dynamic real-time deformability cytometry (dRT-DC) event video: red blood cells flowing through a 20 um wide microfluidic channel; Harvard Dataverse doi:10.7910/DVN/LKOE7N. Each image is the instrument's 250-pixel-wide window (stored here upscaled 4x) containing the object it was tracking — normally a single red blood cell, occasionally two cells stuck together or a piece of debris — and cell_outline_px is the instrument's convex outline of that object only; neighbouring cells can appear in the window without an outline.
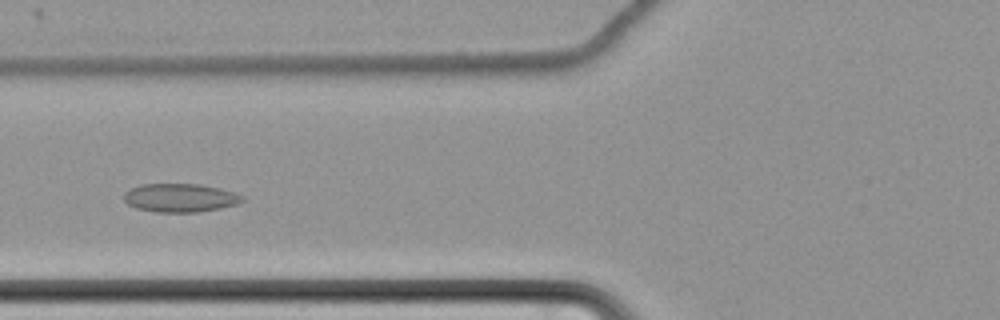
{"species": "common noctule bat (a hibernating species)", "species_latin": "Nyctalus noctula", "temperature_condition": "cold", "stored_images_in_passage": 60, "camera_frame_rate_fps": 3000, "um_per_image_px": 0.085, "animal": {"sex": "female", "body_mass_g": 22.7, "forearm_length_mm": 54.2}, "frame": {"image": 1, "passage_image": 24, "time_ms": 7.667, "image_size_px": [1000, 320], "cell_outline_px": [[244, 200], [236, 204], [220, 208], [196, 212], [156, 212], [136, 208], [128, 204], [124, 200], [124, 192], [140, 184], [200, 184], [220, 188], [244, 196]], "centroid_in_image_um": [15.3, 16.81], "position_along_channel_um": 110.5, "area_um2": 19.59}}
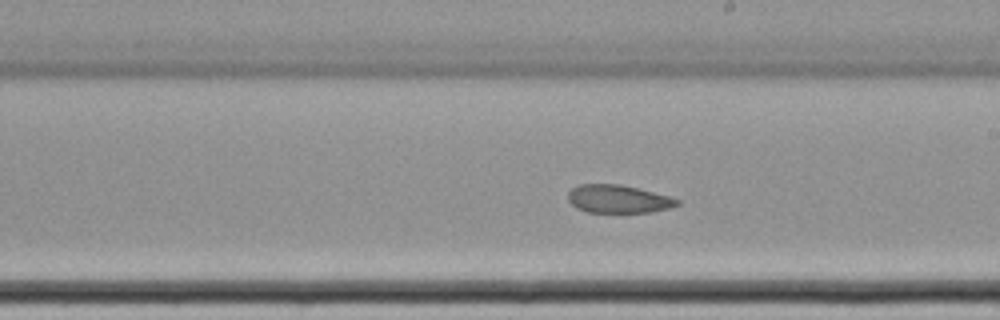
{"frame": {"image": 2, "passage_image": 35, "time_ms": 11.333, "image_size_px": [1000, 320], "cell_outline_px": [[680, 204], [668, 208], [652, 212], [588, 212], [576, 208], [568, 200], [568, 192], [572, 188], [580, 184], [620, 184], [668, 196], [680, 200]], "centroid_in_image_um": [52.52, 16.91], "position_along_channel_um": 236.5, "area_um2": 17.69}}
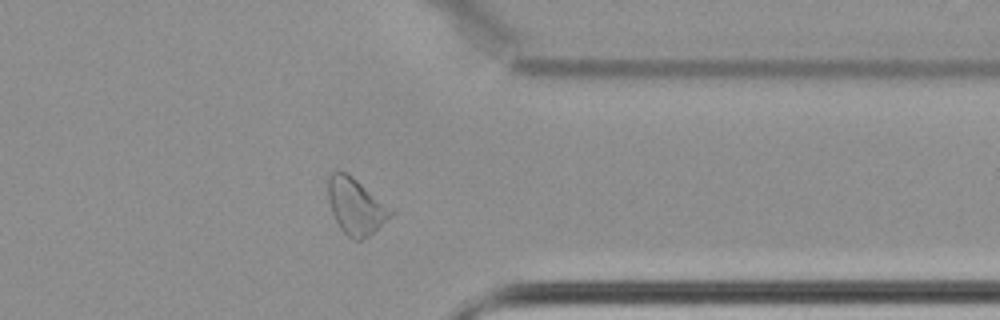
{"frame": {"image": 3, "passage_image": 48, "time_ms": 15.667, "image_size_px": [1000, 320], "cell_outline_px": [[396, 212], [368, 236], [360, 240], [352, 240], [340, 228], [332, 212], [328, 200], [328, 176], [332, 172], [348, 172], [396, 208]], "centroid_in_image_um": [30.31, 17.5], "position_along_channel_um": 381.1, "area_um2": 21.1}, "authors_computed_cell_mechanics": {"area_um2": 21.675, "velocity_mm_per_s": 3.4399, "shape_relaxation_time_tau1_ms": null, "shape_relaxation_time_tau2_ms": 4.0135, "deformation_change_tau1": null, "deformation_change_tau2": 0.0943}}